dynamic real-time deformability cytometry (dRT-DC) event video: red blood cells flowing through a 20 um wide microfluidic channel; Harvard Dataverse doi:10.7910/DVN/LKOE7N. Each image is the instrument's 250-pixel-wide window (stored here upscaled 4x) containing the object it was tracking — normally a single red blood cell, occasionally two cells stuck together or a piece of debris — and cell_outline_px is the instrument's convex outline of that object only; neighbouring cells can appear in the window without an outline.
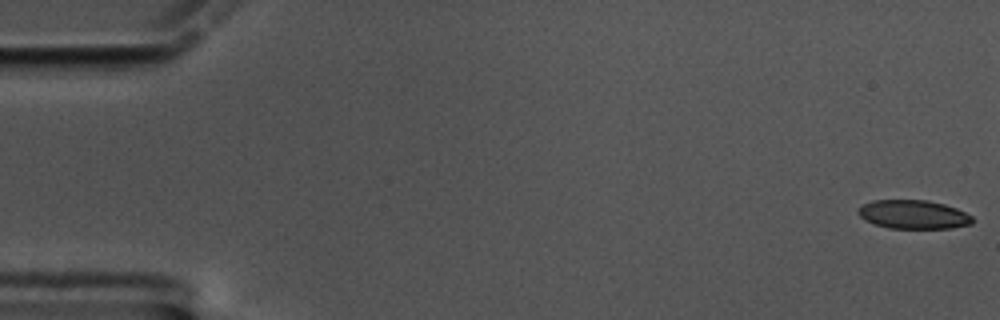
{"species": "common noctule bat (a hibernating species)", "species_latin": "Nyctalus noctula", "temperature_condition": "cold", "stored_images_in_passage": 59, "camera_frame_rate_fps": 3000, "um_per_image_px": 0.085, "animal": {"sex": "male", "body_mass_g": 17.5, "forearm_length_mm": 52.3}, "frame": {"image": 1, "passage_image": 1, "time_ms": 0.0, "image_size_px": [1000, 320], "cell_outline_px": [[972, 224], [952, 228], [888, 228], [864, 220], [856, 212], [864, 204], [872, 200], [928, 200], [944, 204], [956, 208], [972, 216]], "centroid_in_image_um": [77.63, 18.23], "position_along_channel_um": 7.4, "area_um2": 19.07}}
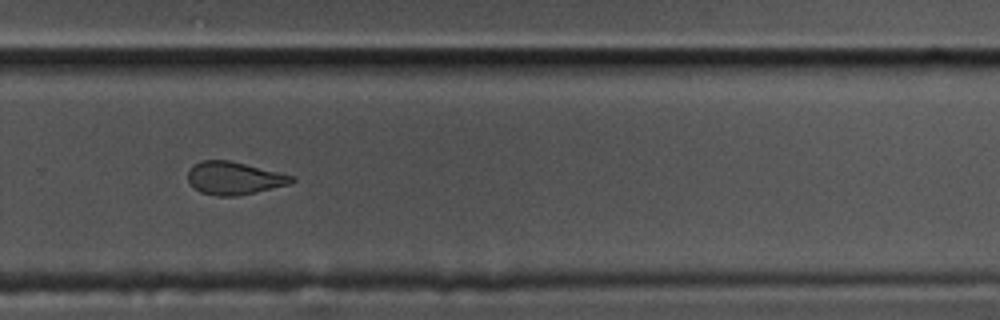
{"frame": {"image": 2, "passage_image": 40, "time_ms": 13.0, "image_size_px": [1000, 320], "cell_outline_px": [[296, 180], [288, 184], [256, 192], [236, 196], [216, 196], [200, 192], [188, 180], [188, 168], [192, 164], [200, 160], [228, 160], [292, 176]], "centroid_in_image_um": [19.83, 15.14], "position_along_channel_um": 310.0, "area_um2": 19.54}}
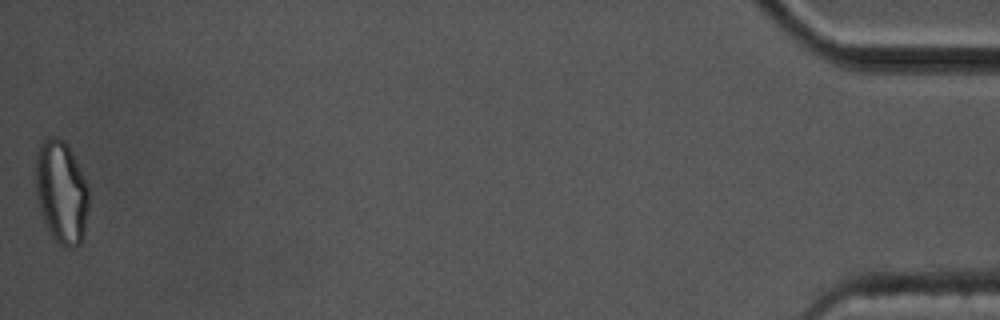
{"frame": {"image": 3, "passage_image": 59, "time_ms": 19.333, "image_size_px": [1000, 320], "cell_outline_px": [[88, 208], [84, 236], [80, 244], [76, 248], [68, 248], [60, 244], [48, 232], [40, 212], [36, 196], [36, 152], [40, 144], [48, 136], [56, 136], [64, 140], [68, 144], [88, 184]], "centroid_in_image_um": [5.22, 16.33], "position_along_channel_um": 430.0, "area_um2": 32.37}, "authors_computed_cell_mechanics": {"area_um2": 20.9236, "velocity_mm_per_s": 3.4046, "shape_relaxation_time_tau1_ms": 10.4722, "shape_relaxation_time_tau2_ms": 2.793, "deformation_change_tau1": 0.1842, "deformation_change_tau2": 0.1003}}